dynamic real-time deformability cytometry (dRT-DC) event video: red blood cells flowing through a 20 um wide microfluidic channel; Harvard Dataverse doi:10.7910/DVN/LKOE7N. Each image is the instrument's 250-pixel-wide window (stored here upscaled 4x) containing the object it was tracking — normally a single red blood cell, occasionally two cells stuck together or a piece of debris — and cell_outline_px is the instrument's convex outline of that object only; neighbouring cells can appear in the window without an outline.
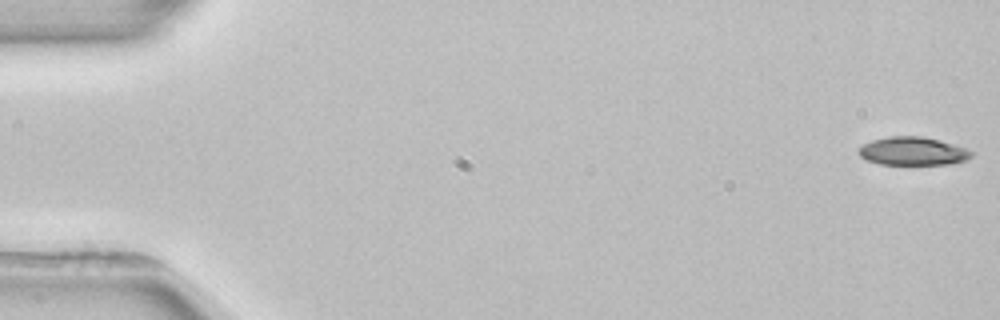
{"species": "common noctule bat (a hibernating species)", "species_latin": "Nyctalus noctula", "temperature_condition": "room temperature", "stored_images_in_passage": 5, "camera_frame_rate_fps": 3000, "um_per_image_px": 0.085, "animal": {"sex": "female", "body_mass_g": 22.7, "forearm_length_mm": 54.2}, "frame": {"image": 1, "passage_image": 1, "time_ms": 0.0, "image_size_px": [1000, 320], "cell_outline_px": [[972, 156], [968, 160], [948, 164], [880, 164], [864, 160], [856, 152], [864, 144], [872, 140], [888, 136], [920, 136], [952, 144], [964, 148], [972, 152]], "centroid_in_image_um": [77.54, 12.86], "position_along_channel_um": 7.5, "area_um2": 18.44}}